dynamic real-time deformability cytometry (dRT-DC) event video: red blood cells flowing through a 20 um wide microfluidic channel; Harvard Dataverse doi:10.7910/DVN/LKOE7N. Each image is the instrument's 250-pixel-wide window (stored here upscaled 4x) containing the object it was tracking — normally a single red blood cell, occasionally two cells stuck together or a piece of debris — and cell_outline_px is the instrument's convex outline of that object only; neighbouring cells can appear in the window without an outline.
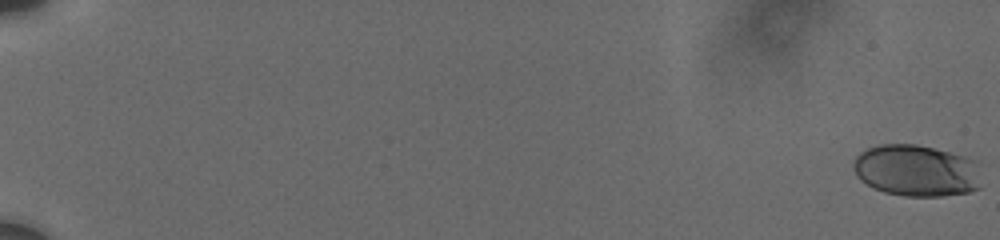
{"species": "human", "species_latin": "Homo sapiens", "temperature_condition": "cold", "stored_images_in_passage": 74, "camera_frame_rate_fps": 3000, "um_per_image_px": 0.085, "donor": {"sex": "male"}, "frame": {"image": 1, "passage_image": 1, "time_ms": 0.0, "image_size_px": [1000, 240], "cell_outline_px": [[980, 188], [968, 192], [944, 196], [904, 196], [884, 192], [872, 188], [860, 180], [856, 176], [852, 164], [852, 160], [860, 152], [868, 148], [880, 144], [916, 144], [964, 156], [976, 160]], "centroid_in_image_um": [77.84, 14.5], "position_along_channel_um": 7.2, "area_um2": 38.73}}
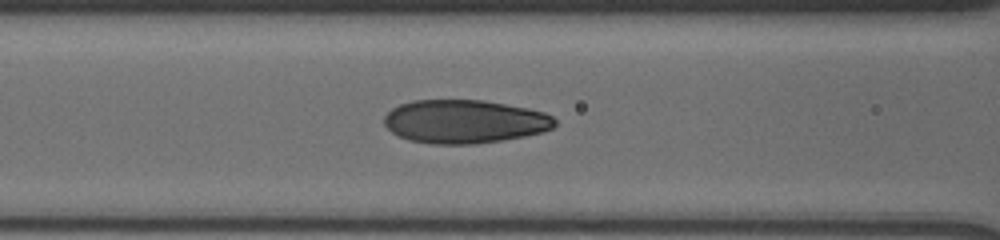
{"frame": {"image": 2, "passage_image": 42, "time_ms": 9.333, "image_size_px": [1000, 240], "cell_outline_px": [[556, 124], [552, 128], [540, 132], [524, 136], [476, 144], [432, 144], [408, 140], [392, 132], [384, 124], [384, 116], [392, 108], [400, 104], [412, 100], [484, 100], [528, 108], [544, 112], [552, 116], [556, 120]], "centroid_in_image_um": [39.47, 10.32], "position_along_channel_um": 127.1, "area_um2": 43.23}}
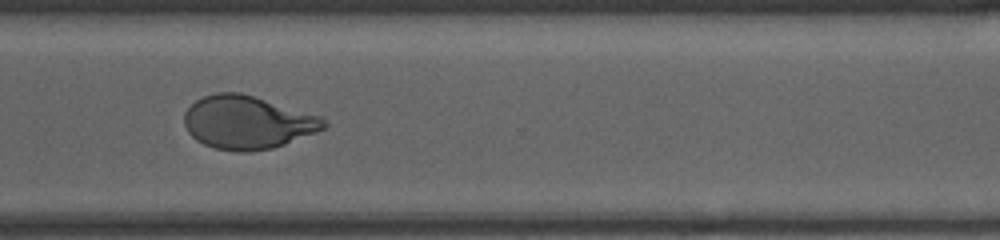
{"frame": {"image": 3, "passage_image": 73, "time_ms": 15.333, "image_size_px": [1000, 240], "cell_outline_px": [[328, 124], [324, 128], [316, 132], [284, 144], [272, 148], [252, 152], [236, 152], [216, 148], [204, 144], [196, 140], [188, 132], [184, 124], [184, 112], [196, 100], [204, 96], [216, 92], [240, 92], [324, 116]], "centroid_in_image_um": [21.05, 10.4], "position_along_channel_um": 349.5, "area_um2": 43.52}}